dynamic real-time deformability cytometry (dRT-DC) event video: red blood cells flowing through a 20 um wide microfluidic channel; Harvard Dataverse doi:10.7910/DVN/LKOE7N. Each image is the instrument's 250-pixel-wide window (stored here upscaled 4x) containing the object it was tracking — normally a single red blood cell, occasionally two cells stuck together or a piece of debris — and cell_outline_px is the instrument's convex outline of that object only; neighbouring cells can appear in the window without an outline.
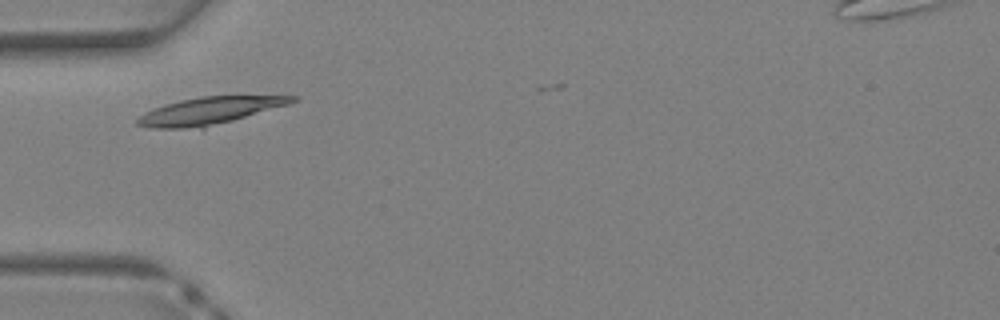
{"species": "Egyptian fruit bat (a non-hibernating species)", "species_latin": "Rousettus aegyptiacus", "temperature_condition": "warm", "stored_images_in_passage": 11, "camera_frame_rate_fps": 3000, "um_per_image_px": 0.085, "animal": {"sex": "female"}, "frame": {"image": 1, "passage_image": 1, "time_ms": 0.0, "image_size_px": [1000, 320], "cell_outline_px": [[300, 100], [288, 104], [204, 128], [148, 128], [136, 124], [136, 120], [144, 112], [164, 104], [180, 100], [200, 96], [300, 96]], "centroid_in_image_um": [17.76, 9.41], "position_along_channel_um": 67.2, "area_um2": 24.33}}
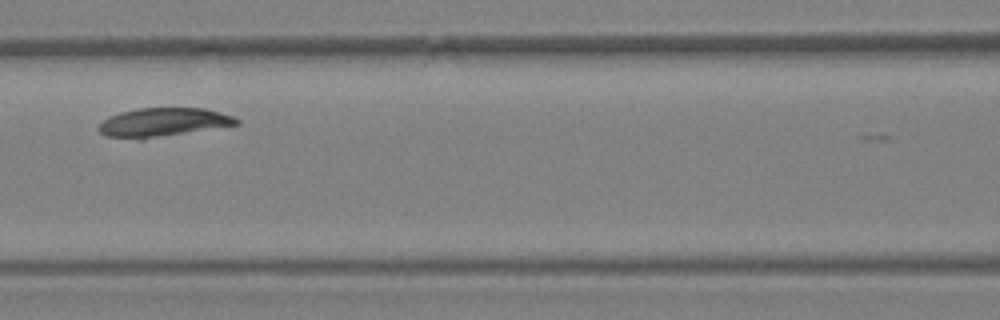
{"frame": {"image": 2, "passage_image": 6, "time_ms": 1.667, "image_size_px": [1000, 320], "cell_outline_px": [[240, 124], [144, 140], [140, 140], [108, 136], [100, 132], [96, 128], [104, 120], [120, 112], [140, 108], [204, 108], [220, 112], [232, 116], [240, 120]], "centroid_in_image_um": [13.88, 10.41], "position_along_channel_um": 152.7, "area_um2": 23.18}}
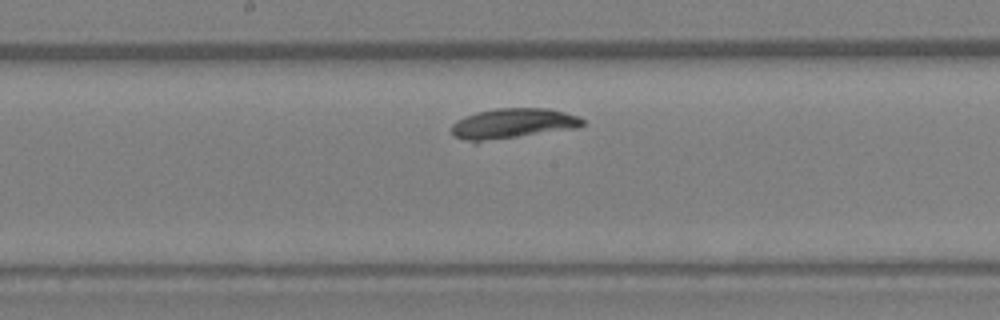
{"frame": {"image": 3, "passage_image": 9, "time_ms": 2.667, "image_size_px": [1000, 320], "cell_outline_px": [[584, 124], [576, 128], [476, 144], [452, 136], [452, 124], [456, 120], [464, 116], [476, 112], [496, 108], [548, 108], [580, 116], [584, 120]], "centroid_in_image_um": [43.54, 10.53], "position_along_channel_um": 204.7, "area_um2": 23.81}}